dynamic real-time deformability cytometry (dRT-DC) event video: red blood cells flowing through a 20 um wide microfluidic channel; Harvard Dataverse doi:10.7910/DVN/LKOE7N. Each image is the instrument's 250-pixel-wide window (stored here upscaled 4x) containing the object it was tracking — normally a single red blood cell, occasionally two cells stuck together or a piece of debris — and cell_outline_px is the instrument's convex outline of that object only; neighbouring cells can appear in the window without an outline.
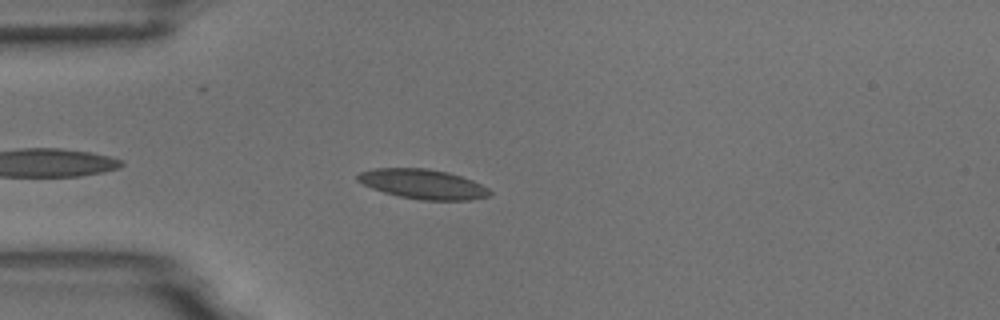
{"species": "common noctule bat (a hibernating species)", "species_latin": "Nyctalus noctula", "temperature_condition": "room temperature", "stored_images_in_passage": 12, "camera_frame_rate_fps": 3000, "um_per_image_px": 0.085, "animal": {"sex": "male", "body_mass_g": 18.8}, "frame": {"image": 1, "passage_image": 4, "time_ms": 1.0, "image_size_px": [1000, 320], "cell_outline_px": [[492, 192], [488, 196], [468, 200], [420, 200], [400, 196], [384, 192], [372, 188], [356, 180], [356, 176], [360, 172], [372, 168], [428, 168], [448, 172], [472, 180], [488, 188]], "centroid_in_image_um": [35.93, 15.64], "position_along_channel_um": 49.1, "area_um2": 22.77}}